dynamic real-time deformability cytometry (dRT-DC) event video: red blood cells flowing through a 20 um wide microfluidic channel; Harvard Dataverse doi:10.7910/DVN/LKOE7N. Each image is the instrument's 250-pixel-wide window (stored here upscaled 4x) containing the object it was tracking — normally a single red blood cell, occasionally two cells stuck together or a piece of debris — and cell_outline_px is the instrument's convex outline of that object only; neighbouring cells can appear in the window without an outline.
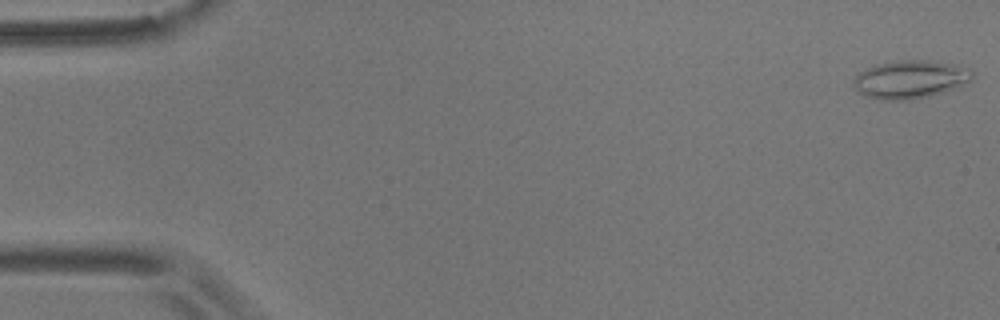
{"species": "common noctule bat (a hibernating species)", "species_latin": "Nyctalus noctula", "temperature_condition": "room temperature", "stored_images_in_passage": 19, "camera_frame_rate_fps": 3000, "um_per_image_px": 0.085, "animal": {"sex": "male", "body_mass_g": 17.9}, "frame": {"image": 1, "passage_image": 1, "time_ms": 0.0, "image_size_px": [1000, 320], "cell_outline_px": [[976, 72], [972, 80], [956, 88], [928, 96], [908, 100], [884, 100], [864, 96], [852, 84], [852, 80], [864, 68], [872, 64], [900, 60], [928, 60], [956, 64], [972, 68]], "centroid_in_image_um": [77.4, 6.72], "position_along_channel_um": 7.6, "area_um2": 26.88}}